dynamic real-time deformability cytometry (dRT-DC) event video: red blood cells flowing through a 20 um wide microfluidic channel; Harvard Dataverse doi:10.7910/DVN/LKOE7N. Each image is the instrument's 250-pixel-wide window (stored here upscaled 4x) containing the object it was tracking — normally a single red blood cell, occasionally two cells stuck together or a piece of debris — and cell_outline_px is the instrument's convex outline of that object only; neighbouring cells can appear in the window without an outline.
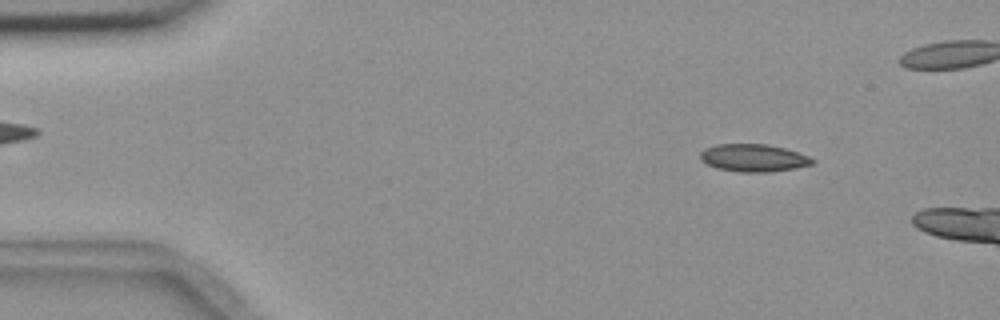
{"species": "common noctule bat (a hibernating species)", "species_latin": "Nyctalus noctula", "temperature_condition": "room temperature", "stored_images_in_passage": 3, "camera_frame_rate_fps": 3000, "um_per_image_px": 0.085, "animal": {"sex": "female", "body_mass_g": 18.4}, "frame": {"image": 1, "passage_image": 1, "time_ms": 0.0, "image_size_px": [1000, 320], "cell_outline_px": [[816, 160], [812, 164], [796, 168], [772, 172], [740, 172], [716, 168], [700, 160], [700, 152], [704, 148], [716, 144], [768, 144], [784, 148], [808, 156]], "centroid_in_image_um": [64.03, 13.42], "position_along_channel_um": 21.0, "area_um2": 18.09}}